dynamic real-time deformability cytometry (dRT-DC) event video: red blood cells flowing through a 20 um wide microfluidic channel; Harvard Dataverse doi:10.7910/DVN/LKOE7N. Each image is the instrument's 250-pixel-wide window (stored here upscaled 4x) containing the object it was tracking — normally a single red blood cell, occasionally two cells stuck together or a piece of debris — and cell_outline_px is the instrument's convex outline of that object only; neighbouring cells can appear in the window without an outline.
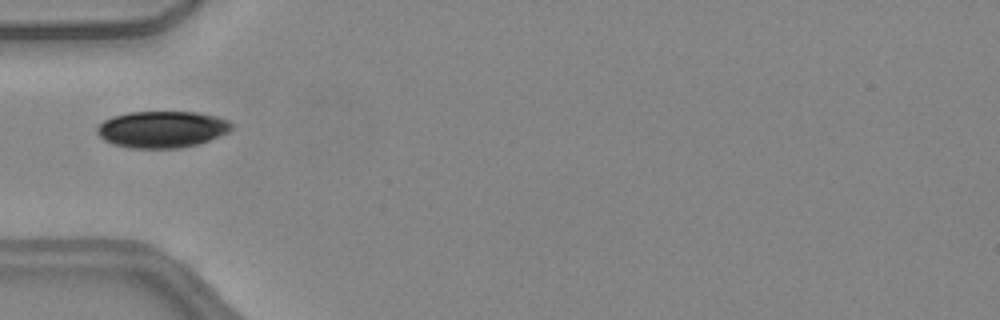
{"species": "common noctule bat (a hibernating species)", "species_latin": "Nyctalus noctula", "temperature_condition": "warm", "stored_images_in_passage": 21, "camera_frame_rate_fps": 3000, "um_per_image_px": 0.085, "animal": {"sex": "female", "body_mass_g": 24.6, "forearm_length_mm": 56.2}, "frame": {"image": 1, "passage_image": 1, "time_ms": 0.0, "image_size_px": [1000, 320], "cell_outline_px": [[232, 128], [228, 132], [200, 144], [180, 148], [128, 148], [112, 144], [104, 140], [96, 132], [96, 128], [104, 120], [112, 116], [128, 112], [196, 112], [216, 116], [228, 120], [232, 124]], "centroid_in_image_um": [13.76, 11.0], "position_along_channel_um": 71.2, "area_um2": 28.9}}